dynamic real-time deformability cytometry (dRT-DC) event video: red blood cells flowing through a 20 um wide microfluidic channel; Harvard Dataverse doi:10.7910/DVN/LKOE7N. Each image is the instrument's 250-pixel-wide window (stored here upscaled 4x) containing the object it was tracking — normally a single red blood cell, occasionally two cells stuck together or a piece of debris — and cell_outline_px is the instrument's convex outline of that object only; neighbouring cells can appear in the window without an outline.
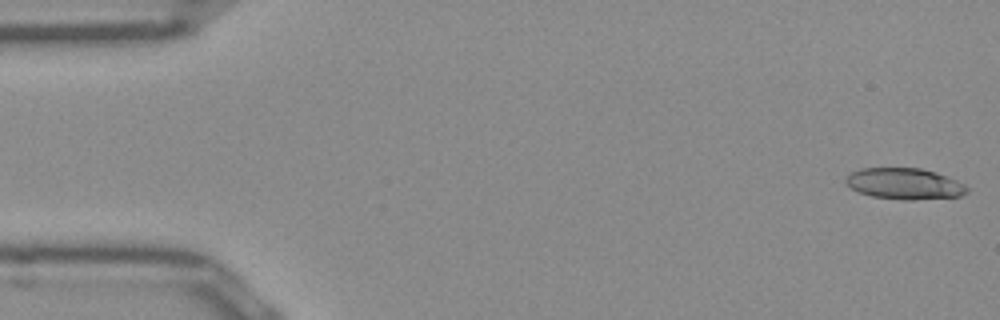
{"species": "Egyptian fruit bat (a non-hibernating species)", "species_latin": "Rousettus aegyptiacus", "temperature_condition": "room temperature", "stored_images_in_passage": 51, "camera_frame_rate_fps": 3000, "um_per_image_px": 0.085, "frame": {"image": 1, "passage_image": 1, "time_ms": 0.0, "image_size_px": [1000, 320], "cell_outline_px": [[968, 192], [960, 196], [912, 200], [900, 200], [872, 196], [860, 192], [844, 184], [844, 180], [852, 172], [864, 168], [920, 168], [956, 180], [964, 184], [968, 188]], "centroid_in_image_um": [76.86, 15.63], "position_along_channel_um": 8.1, "area_um2": 21.79}}
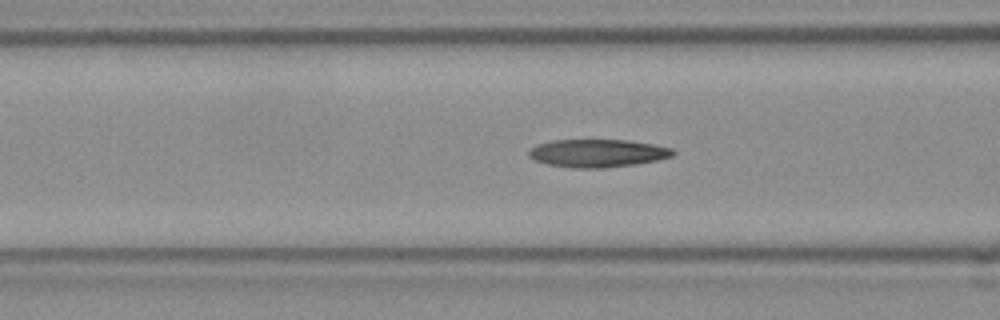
{"frame": {"image": 2, "passage_image": 19, "time_ms": 6.0, "image_size_px": [1000, 320], "cell_outline_px": [[676, 152], [672, 156], [656, 160], [636, 164], [604, 168], [572, 168], [548, 164], [536, 160], [528, 156], [528, 152], [536, 144], [552, 140], [624, 140], [652, 144], [672, 148]], "centroid_in_image_um": [50.78, 13.02], "position_along_channel_um": 115.8, "area_um2": 23.35}}
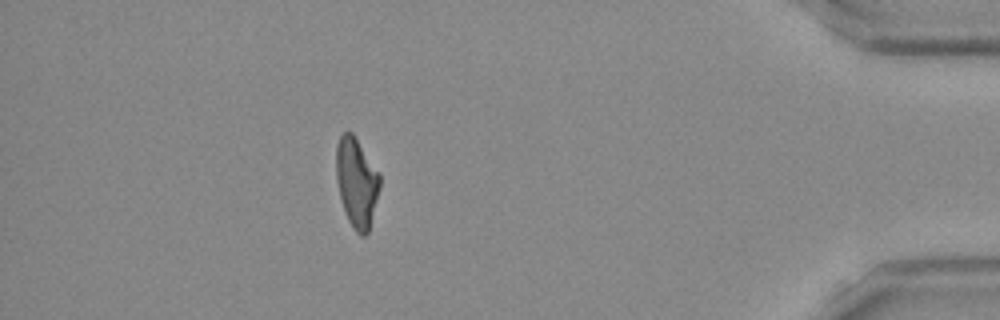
{"frame": {"image": 3, "passage_image": 45, "time_ms": 14.667, "image_size_px": [1000, 320], "cell_outline_px": [[380, 188], [368, 232], [364, 236], [360, 236], [352, 228], [348, 220], [340, 196], [336, 176], [336, 144], [340, 136], [344, 132], [352, 132], [380, 176]], "centroid_in_image_um": [30.3, 15.53], "position_along_channel_um": 404.9, "area_um2": 22.37}, "authors_computed_cell_mechanics": {"area_um2": 22.831, "velocity_mm_per_s": 3.9495, "shape_relaxation_time_tau1_ms": 8.004, "shape_relaxation_time_tau2_ms": 3.2103, "deformation_change_tau1": 0.2512, "deformation_change_tau2": 0.1315}}